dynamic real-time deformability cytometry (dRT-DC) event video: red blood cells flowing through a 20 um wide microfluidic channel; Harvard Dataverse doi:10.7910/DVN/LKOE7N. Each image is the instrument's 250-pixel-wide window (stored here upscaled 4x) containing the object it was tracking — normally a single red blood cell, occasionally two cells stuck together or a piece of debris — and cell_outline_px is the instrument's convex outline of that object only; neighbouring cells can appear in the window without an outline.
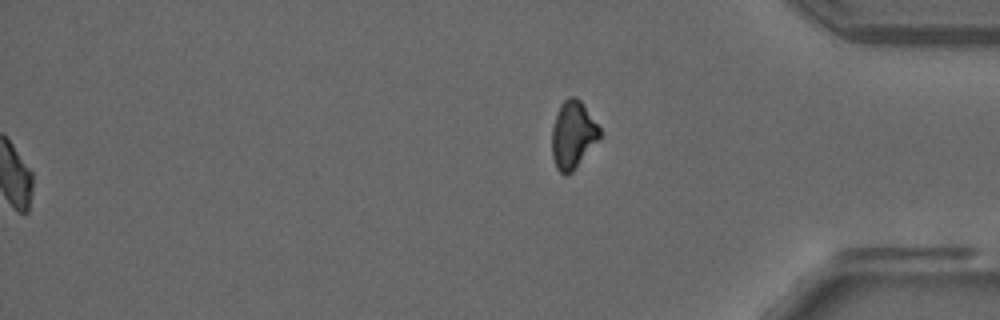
{"species": "common noctule bat (a hibernating species)", "species_latin": "Nyctalus noctula", "temperature_condition": "room temperature", "stored_images_in_passage": 53, "segment_of_instrument_passage": [2, 2], "camera_frame_rate_fps": 3000, "um_per_image_px": 0.085, "animal": {"sex": "male", "forearm_length_mm": 52.5}, "frame": {"image": 1, "passage_image": 53, "time_ms": 17.333, "image_size_px": [1000, 320], "cell_outline_px": [[600, 136], [572, 172], [568, 176], [564, 176], [556, 168], [552, 156], [552, 128], [560, 104], [568, 96], [576, 96], [580, 100], [600, 128]], "centroid_in_image_um": [48.67, 11.46], "position_along_channel_um": 386.5, "area_um2": 18.55}}